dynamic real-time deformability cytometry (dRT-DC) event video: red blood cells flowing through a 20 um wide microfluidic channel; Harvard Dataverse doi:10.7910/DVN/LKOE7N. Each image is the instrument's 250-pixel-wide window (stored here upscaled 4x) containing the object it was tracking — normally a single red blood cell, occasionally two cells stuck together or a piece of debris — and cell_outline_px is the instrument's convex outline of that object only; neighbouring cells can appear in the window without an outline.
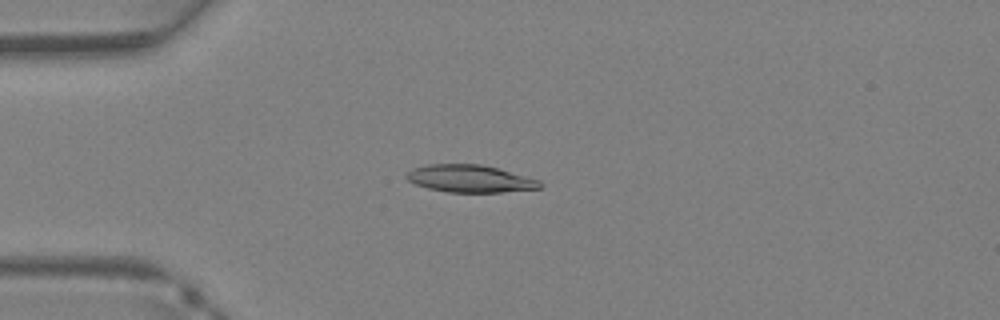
{"species": "Egyptian fruit bat (a non-hibernating species)", "species_latin": "Rousettus aegyptiacus", "temperature_condition": "warm", "stored_images_in_passage": 32, "camera_frame_rate_fps": 3000, "um_per_image_px": 0.085, "animal": {"sex": "female"}, "frame": {"image": 1, "passage_image": 5, "time_ms": 1.333, "image_size_px": [1000, 320], "cell_outline_px": [[544, 188], [500, 192], [448, 192], [428, 188], [416, 184], [408, 180], [404, 176], [412, 168], [428, 164], [480, 164], [496, 168], [540, 180], [544, 184]], "centroid_in_image_um": [39.96, 15.19], "position_along_channel_um": 45.0, "area_um2": 21.27}}
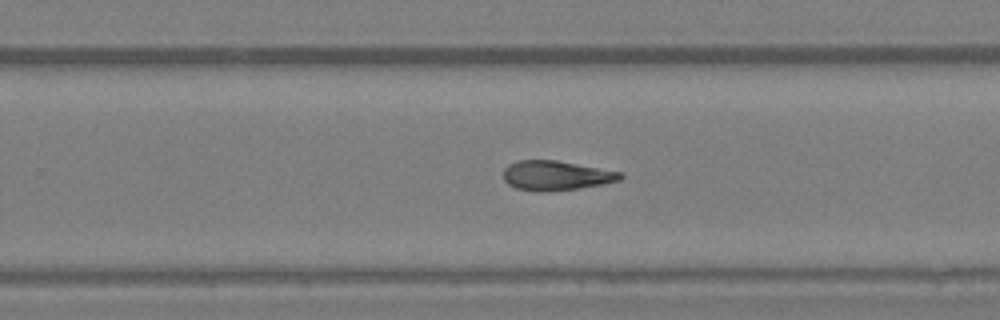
{"frame": {"image": 2, "passage_image": 19, "time_ms": 6.0, "image_size_px": [1000, 320], "cell_outline_px": [[624, 176], [620, 180], [604, 184], [576, 188], [540, 192], [516, 188], [508, 184], [504, 180], [504, 168], [508, 164], [520, 160], [556, 160], [620, 172]], "centroid_in_image_um": [47.24, 14.91], "position_along_channel_um": 282.6, "area_um2": 19.94}}
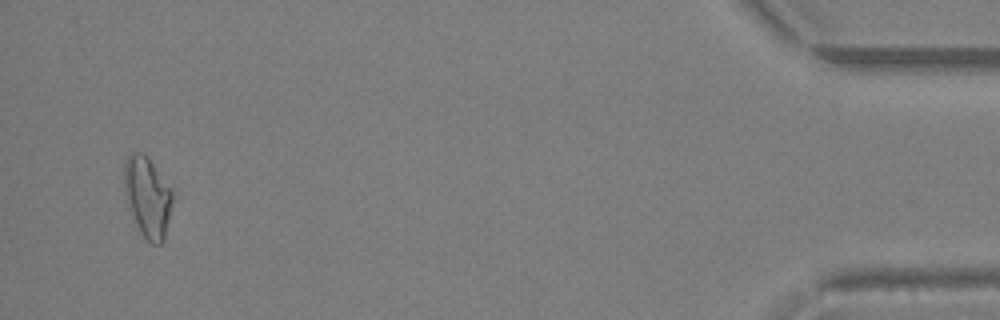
{"frame": {"image": 3, "passage_image": 31, "time_ms": 10.0, "image_size_px": [1000, 320], "cell_outline_px": [[176, 196], [164, 240], [160, 244], [152, 244], [136, 228], [128, 208], [124, 188], [124, 164], [128, 156], [132, 152], [144, 152], [172, 188]], "centroid_in_image_um": [12.57, 16.76], "position_along_channel_um": 422.6, "area_um2": 23.41}}